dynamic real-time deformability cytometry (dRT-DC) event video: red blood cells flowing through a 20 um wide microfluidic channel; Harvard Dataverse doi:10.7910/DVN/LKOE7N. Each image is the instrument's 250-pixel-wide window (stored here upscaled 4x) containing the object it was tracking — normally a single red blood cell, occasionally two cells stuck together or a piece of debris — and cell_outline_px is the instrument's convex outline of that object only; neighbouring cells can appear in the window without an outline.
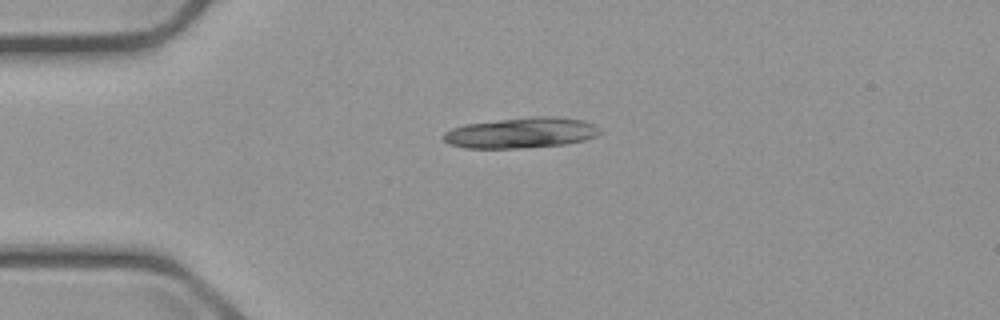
{"species": "common noctule bat (a hibernating species)", "species_latin": "Nyctalus noctula", "temperature_condition": "cold", "stored_images_in_passage": 3, "camera_frame_rate_fps": 3000, "um_per_image_px": 0.085, "animal": {"sex": "male", "body_mass_g": 23.1, "forearm_length_mm": 52.7}, "frame": {"image": 1, "passage_image": 3, "time_ms": 3.0, "image_size_px": [1000, 320], "cell_outline_px": [[604, 132], [596, 136], [584, 140], [564, 144], [520, 148], [464, 148], [448, 144], [444, 140], [444, 132], [452, 128], [468, 124], [532, 116], [556, 116], [580, 120], [592, 124], [600, 128]], "centroid_in_image_um": [44.32, 11.29], "position_along_channel_um": 40.7, "area_um2": 27.74}}